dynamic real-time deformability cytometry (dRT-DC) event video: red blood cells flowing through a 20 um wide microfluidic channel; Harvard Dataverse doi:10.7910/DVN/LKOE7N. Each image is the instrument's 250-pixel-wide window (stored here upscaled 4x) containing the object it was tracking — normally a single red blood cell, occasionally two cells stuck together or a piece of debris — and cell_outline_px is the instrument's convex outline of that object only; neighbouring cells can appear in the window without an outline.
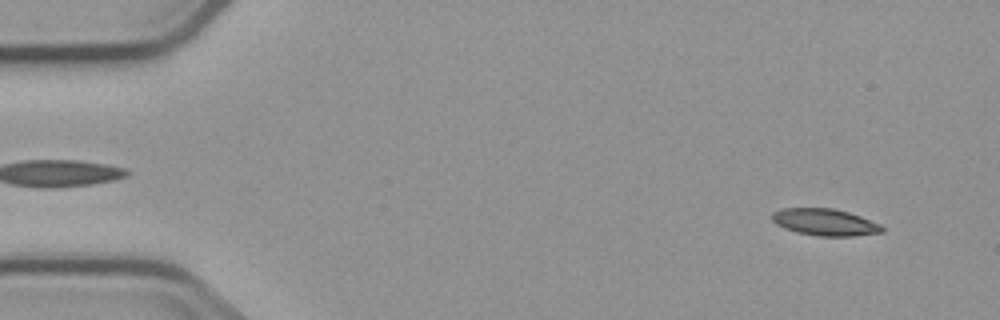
{"species": "common noctule bat (a hibernating species)", "species_latin": "Nyctalus noctula", "temperature_condition": "cold", "stored_images_in_passage": 4, "segment_of_instrument_passage": [2, 2], "camera_frame_rate_fps": 3000, "um_per_image_px": 0.085, "animal": {"sex": "male", "body_mass_g": 23.1, "forearm_length_mm": 52.7}, "frame": {"image": 1, "passage_image": 4, "time_ms": 4.667, "image_size_px": [1000, 320], "cell_outline_px": [[884, 232], [852, 236], [820, 236], [796, 232], [784, 228], [776, 224], [772, 220], [772, 212], [784, 208], [832, 208], [848, 212], [860, 216], [880, 224], [884, 228]], "centroid_in_image_um": [70.11, 18.88], "position_along_channel_um": 14.9, "area_um2": 17.17}}